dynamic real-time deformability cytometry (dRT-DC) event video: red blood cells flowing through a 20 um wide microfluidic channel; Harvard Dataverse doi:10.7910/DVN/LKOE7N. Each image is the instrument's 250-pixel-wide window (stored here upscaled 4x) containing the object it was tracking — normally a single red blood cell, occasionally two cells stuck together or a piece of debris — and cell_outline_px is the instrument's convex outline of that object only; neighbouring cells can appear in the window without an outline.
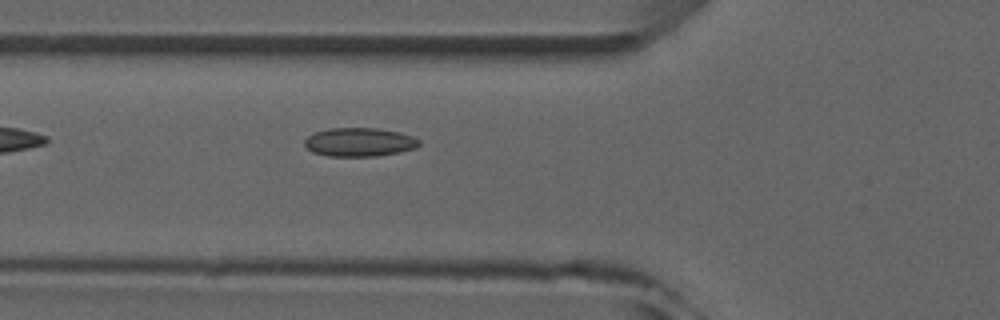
{"species": "common noctule bat (a hibernating species)", "species_latin": "Nyctalus noctula", "temperature_condition": "room temperature", "stored_images_in_passage": 6, "camera_frame_rate_fps": 3000, "um_per_image_px": 0.085, "animal": {"sex": "male", "forearm_length_mm": 52.5}, "frame": {"image": 1, "passage_image": 6, "time_ms": 6.0, "image_size_px": [1000, 320], "cell_outline_px": [[420, 144], [416, 148], [400, 152], [376, 156], [328, 156], [312, 152], [304, 144], [304, 140], [308, 136], [316, 132], [328, 128], [376, 128], [396, 132], [412, 136], [420, 140]], "centroid_in_image_um": [30.54, 12.08], "position_along_channel_um": 95.3, "area_um2": 19.07}}